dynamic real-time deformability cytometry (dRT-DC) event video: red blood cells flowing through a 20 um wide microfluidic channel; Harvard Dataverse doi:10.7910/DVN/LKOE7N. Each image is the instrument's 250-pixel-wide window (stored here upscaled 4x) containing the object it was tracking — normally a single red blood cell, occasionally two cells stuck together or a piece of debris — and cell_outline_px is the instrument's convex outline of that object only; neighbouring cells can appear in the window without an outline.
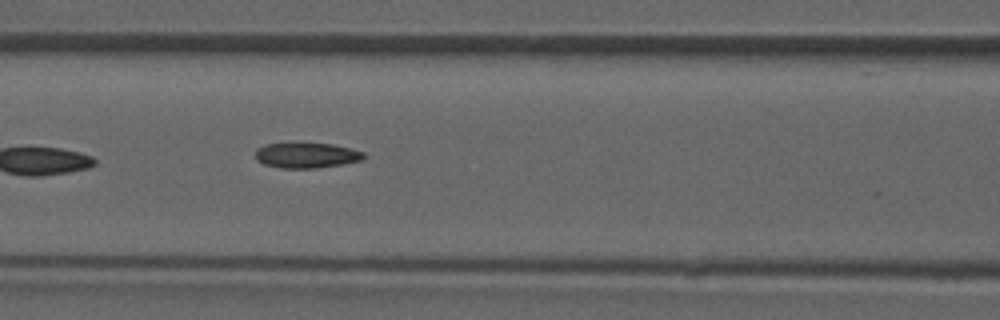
{"species": "common noctule bat (a hibernating species)", "species_latin": "Nyctalus noctula", "temperature_condition": "room temperature", "stored_images_in_passage": 6, "camera_frame_rate_fps": 3000, "um_per_image_px": 0.085, "animal": {"sex": "male", "forearm_length_mm": 52.5}, "frame": {"image": 1, "passage_image": 6, "time_ms": 6.667, "image_size_px": [1000, 320], "cell_outline_px": [[364, 160], [316, 168], [280, 168], [264, 164], [256, 160], [256, 148], [264, 144], [332, 144], [352, 148], [364, 152]], "centroid_in_image_um": [26.05, 13.21], "position_along_channel_um": 140.5, "area_um2": 15.84}}